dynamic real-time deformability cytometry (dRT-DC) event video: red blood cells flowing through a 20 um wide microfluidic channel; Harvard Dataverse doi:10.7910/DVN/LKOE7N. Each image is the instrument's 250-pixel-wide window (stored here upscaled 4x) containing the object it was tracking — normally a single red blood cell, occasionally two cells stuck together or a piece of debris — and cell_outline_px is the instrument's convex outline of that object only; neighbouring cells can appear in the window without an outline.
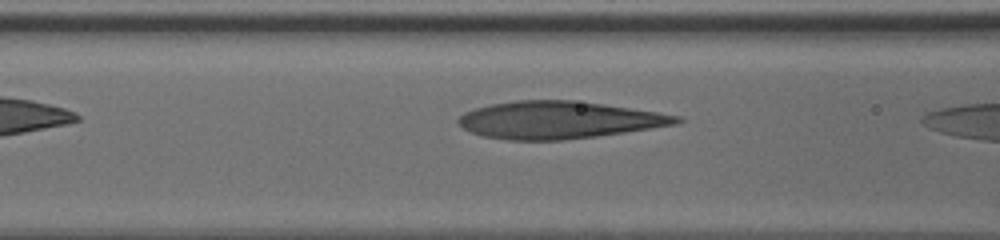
{"species": "human", "species_latin": "Homo sapiens", "temperature_condition": "cold", "stored_images_in_passage": 26, "camera_frame_rate_fps": 3000, "um_per_image_px": 0.085, "donor": {"sex": "male"}, "frame": {"image": 1, "passage_image": 5, "time_ms": 1.333, "image_size_px": [1000, 240], "cell_outline_px": [[684, 120], [680, 124], [596, 136], [560, 140], [508, 140], [484, 136], [472, 132], [464, 128], [456, 120], [464, 112], [476, 108], [492, 104], [516, 100], [572, 100], [604, 104], [656, 112], [680, 116]], "centroid_in_image_um": [47.51, 10.2], "position_along_channel_um": 119.1, "area_um2": 47.16}}
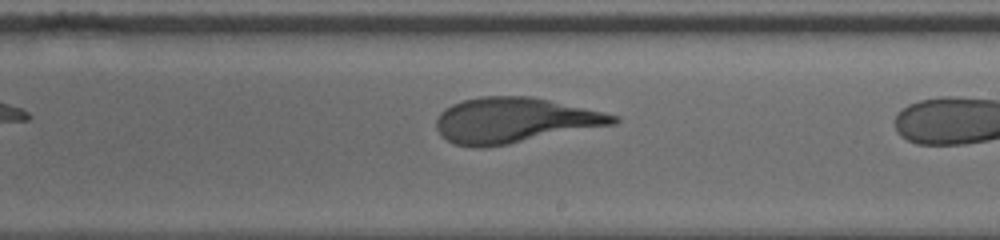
{"frame": {"image": 2, "passage_image": 15, "time_ms": 4.667, "image_size_px": [1000, 240], "cell_outline_px": [[620, 120], [616, 124], [508, 144], [480, 148], [472, 148], [456, 144], [448, 140], [436, 128], [436, 120], [440, 112], [444, 108], [452, 104], [464, 100], [480, 96], [532, 96], [620, 116]], "centroid_in_image_um": [43.72, 10.22], "position_along_channel_um": 245.3, "area_um2": 46.59}}
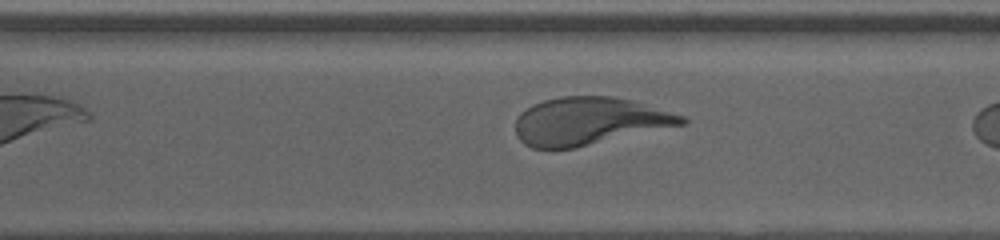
{"frame": {"image": 3, "passage_image": 21, "time_ms": 6.667, "image_size_px": [1000, 240], "cell_outline_px": [[688, 120], [684, 124], [572, 148], [532, 148], [524, 144], [520, 140], [516, 132], [516, 120], [520, 112], [532, 104], [544, 100], [560, 96], [612, 96], [632, 100], [684, 116]], "centroid_in_image_um": [50.04, 10.28], "position_along_channel_um": 320.6, "area_um2": 45.72}}